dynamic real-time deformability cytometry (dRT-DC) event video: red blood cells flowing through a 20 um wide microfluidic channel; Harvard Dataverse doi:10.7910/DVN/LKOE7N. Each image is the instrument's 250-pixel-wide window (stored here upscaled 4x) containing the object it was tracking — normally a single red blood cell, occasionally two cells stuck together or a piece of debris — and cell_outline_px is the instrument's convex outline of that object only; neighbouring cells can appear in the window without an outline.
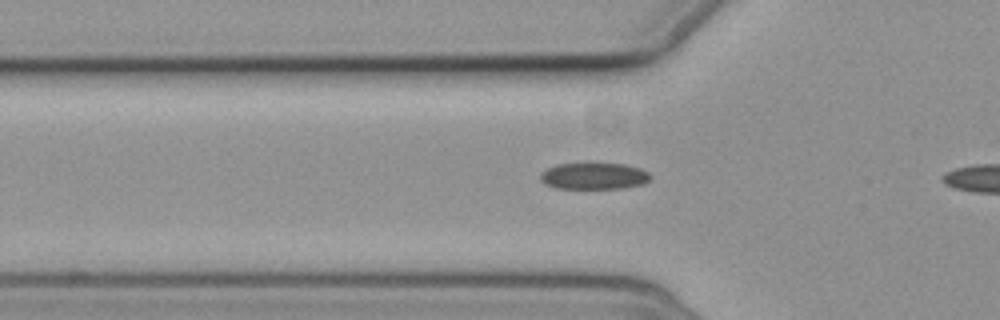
{"species": "common noctule bat (a hibernating species)", "species_latin": "Nyctalus noctula", "temperature_condition": "cold", "stored_images_in_passage": 7, "segment_of_instrument_passage": [2, 2], "camera_frame_rate_fps": 3000, "um_per_image_px": 0.085, "animal": {"sex": "female", "body_mass_g": 19.3, "forearm_length_mm": 54.1}, "frame": {"image": 1, "passage_image": 7, "time_ms": 8.0, "image_size_px": [1000, 320], "cell_outline_px": [[652, 176], [644, 184], [620, 188], [556, 188], [544, 184], [540, 180], [540, 172], [556, 164], [624, 164], [640, 168], [648, 172]], "centroid_in_image_um": [50.47, 14.97], "position_along_channel_um": 75.3, "area_um2": 16.94}}